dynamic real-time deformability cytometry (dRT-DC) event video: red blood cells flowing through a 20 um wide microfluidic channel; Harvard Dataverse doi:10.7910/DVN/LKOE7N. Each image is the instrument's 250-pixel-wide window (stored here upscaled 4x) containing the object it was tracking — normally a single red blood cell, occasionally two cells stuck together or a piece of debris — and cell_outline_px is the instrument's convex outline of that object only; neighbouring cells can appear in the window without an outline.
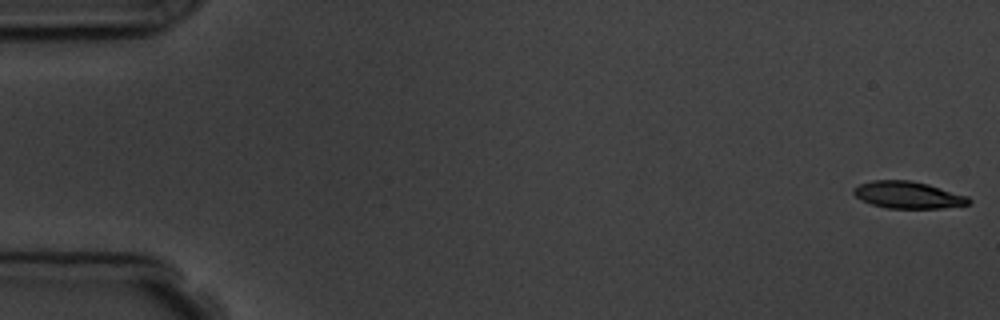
{"species": "common noctule bat (a hibernating species)", "species_latin": "Nyctalus noctula", "temperature_condition": "room temperature", "stored_images_in_passage": 5, "camera_frame_rate_fps": 3000, "um_per_image_px": 0.085, "animal": {"sex": "male", "body_mass_g": 19.5, "forearm_length_mm": 54.6}, "frame": {"image": 1, "passage_image": 1, "time_ms": 0.0, "image_size_px": [1000, 320], "cell_outline_px": [[972, 200], [968, 204], [944, 208], [888, 208], [872, 204], [856, 196], [852, 192], [852, 188], [860, 184], [872, 180], [908, 180], [928, 184], [968, 196]], "centroid_in_image_um": [77.19, 16.56], "position_along_channel_um": 7.8, "area_um2": 17.98}}
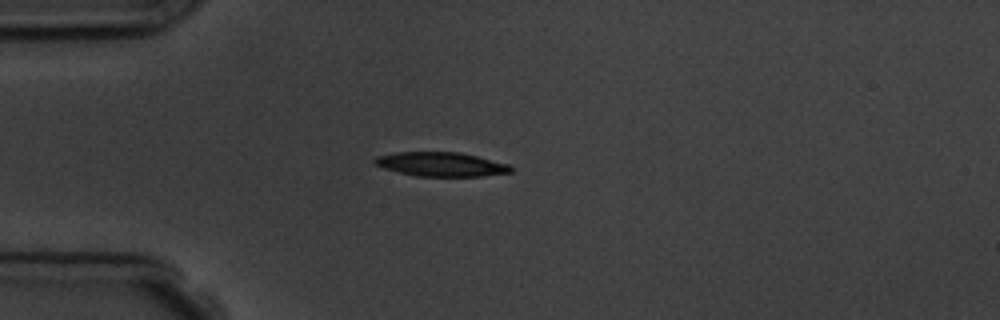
{"frame": {"image": 2, "passage_image": 5, "time_ms": 4.667, "image_size_px": [1000, 320], "cell_outline_px": [[512, 172], [480, 176], [416, 176], [384, 168], [376, 164], [372, 160], [376, 156], [396, 152], [460, 152], [508, 164], [512, 168]], "centroid_in_image_um": [37.47, 13.96], "position_along_channel_um": 47.5, "area_um2": 18.96}}